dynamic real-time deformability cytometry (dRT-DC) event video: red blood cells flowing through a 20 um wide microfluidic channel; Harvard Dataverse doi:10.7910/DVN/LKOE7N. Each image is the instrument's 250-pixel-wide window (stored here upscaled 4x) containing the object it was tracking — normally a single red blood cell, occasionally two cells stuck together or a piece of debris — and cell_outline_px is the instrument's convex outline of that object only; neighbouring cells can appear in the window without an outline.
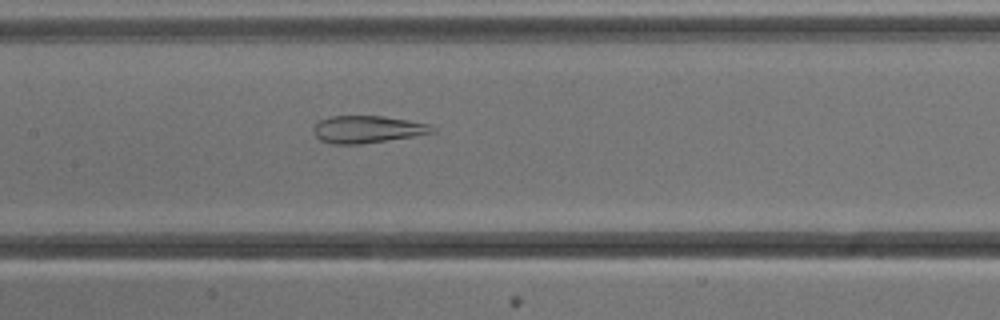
{"species": "common noctule bat (a hibernating species)", "species_latin": "Nyctalus noctula", "temperature_condition": "cold", "stored_images_in_passage": 35, "camera_frame_rate_fps": 3000, "um_per_image_px": 0.085, "animal": {"sex": "male", "body_mass_g": 13.3}, "frame": {"image": 1, "passage_image": 12, "time_ms": 3.667, "image_size_px": [1000, 320], "cell_outline_px": [[436, 132], [416, 136], [360, 144], [332, 144], [320, 140], [316, 136], [312, 128], [320, 120], [328, 116], [384, 116], [432, 124], [436, 128]], "centroid_in_image_um": [31.27, 10.99], "position_along_channel_um": 176.1, "area_um2": 19.07}}
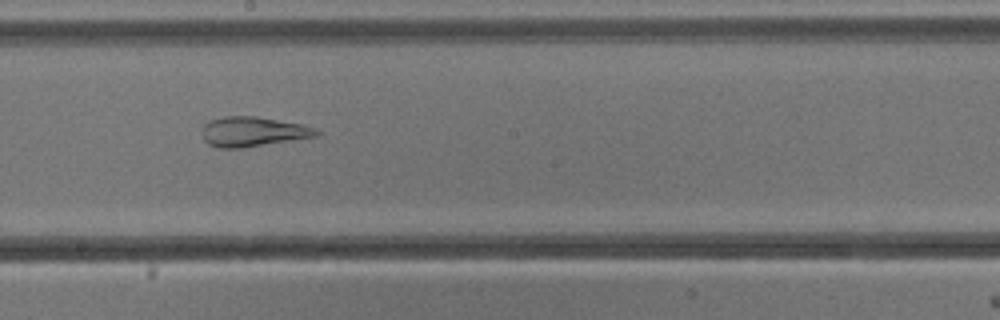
{"frame": {"image": 2, "passage_image": 16, "time_ms": 5.0, "image_size_px": [1000, 320], "cell_outline_px": [[320, 136], [244, 148], [216, 148], [208, 144], [204, 140], [200, 132], [204, 124], [212, 120], [224, 116], [256, 116], [304, 124], [316, 128], [320, 132]], "centroid_in_image_um": [21.52, 11.2], "position_along_channel_um": 226.7, "area_um2": 20.29}, "authors_computed_cell_mechanics": {"area_um2": 19.5364, "velocity_mm_per_s": 3.823, "shape_relaxation_time_tau1_ms": null, "shape_relaxation_time_tau2_ms": 2.2159, "deformation_change_tau1": null, "deformation_change_tau2": 0.0963}}